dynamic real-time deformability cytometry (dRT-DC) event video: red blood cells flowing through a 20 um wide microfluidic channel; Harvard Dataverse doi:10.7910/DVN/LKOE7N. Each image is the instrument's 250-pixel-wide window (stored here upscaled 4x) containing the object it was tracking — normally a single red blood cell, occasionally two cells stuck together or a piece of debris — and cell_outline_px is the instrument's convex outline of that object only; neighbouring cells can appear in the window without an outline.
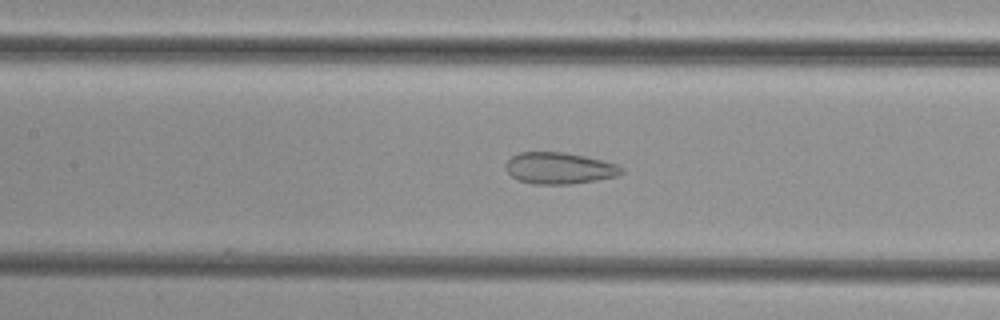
{"species": "common noctule bat (a hibernating species)", "species_latin": "Nyctalus noctula", "temperature_condition": "cold", "stored_images_in_passage": 49, "camera_frame_rate_fps": 3000, "um_per_image_px": 0.085, "animal": {"sex": "female", "body_mass_g": 29.2, "forearm_length_mm": 56.3}, "frame": {"image": 1, "passage_image": 24, "time_ms": 7.667, "image_size_px": [1000, 320], "cell_outline_px": [[624, 172], [620, 176], [572, 184], [532, 184], [520, 180], [512, 176], [504, 168], [508, 160], [512, 156], [520, 152], [564, 152], [584, 156], [616, 164], [624, 168]], "centroid_in_image_um": [47.56, 14.3], "position_along_channel_um": 159.8, "area_um2": 21.27}}
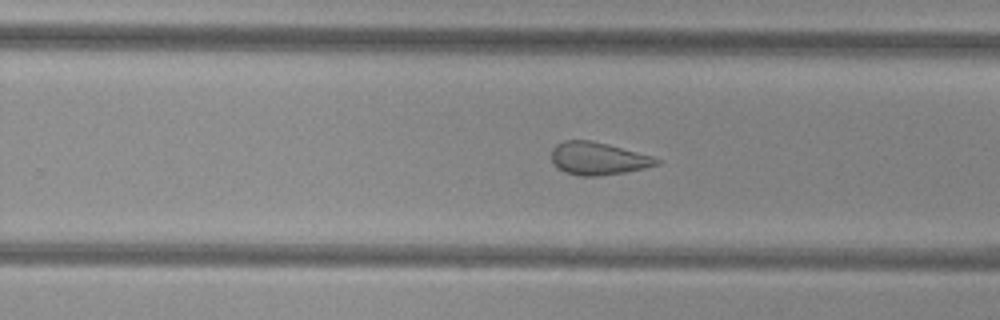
{"frame": {"image": 2, "passage_image": 33, "time_ms": 10.667, "image_size_px": [1000, 320], "cell_outline_px": [[660, 164], [628, 172], [600, 176], [580, 176], [564, 172], [556, 168], [552, 164], [552, 148], [556, 144], [564, 140], [592, 140], [608, 144], [652, 156], [660, 160]], "centroid_in_image_um": [50.8, 13.48], "position_along_channel_um": 279.0, "area_um2": 20.23}}
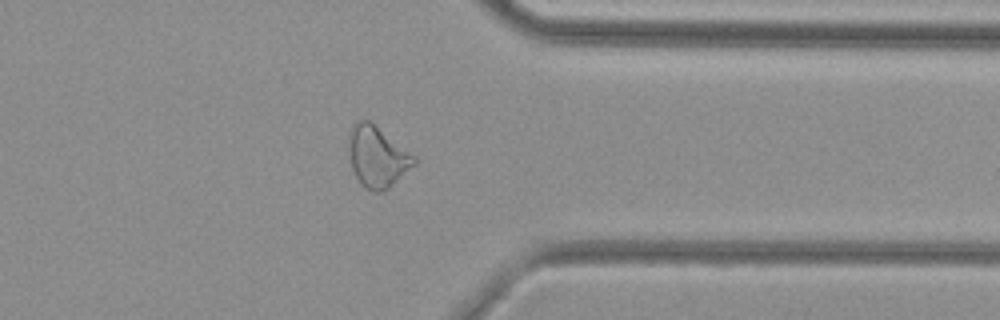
{"frame": {"image": 3, "passage_image": 41, "time_ms": 13.333, "image_size_px": [1000, 320], "cell_outline_px": [[416, 164], [384, 192], [372, 192], [364, 188], [360, 184], [352, 168], [348, 144], [348, 136], [352, 128], [360, 120], [368, 120], [416, 156]], "centroid_in_image_um": [32.08, 13.37], "position_along_channel_um": 379.3, "area_um2": 23.06}}